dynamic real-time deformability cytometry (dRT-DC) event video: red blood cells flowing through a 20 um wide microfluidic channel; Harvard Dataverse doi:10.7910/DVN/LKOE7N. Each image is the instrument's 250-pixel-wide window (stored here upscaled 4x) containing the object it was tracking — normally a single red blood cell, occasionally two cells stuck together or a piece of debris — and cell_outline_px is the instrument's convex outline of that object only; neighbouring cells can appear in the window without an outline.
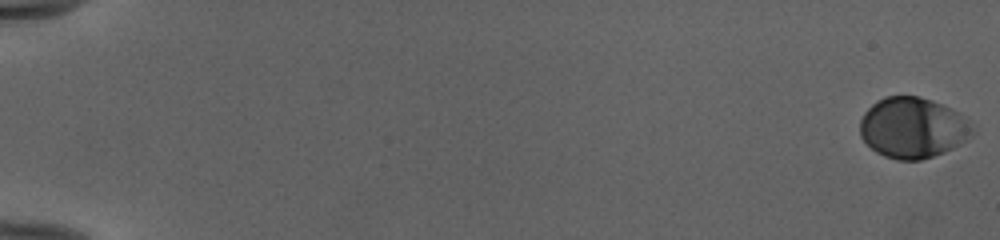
{"species": "human", "species_latin": "Homo sapiens", "temperature_condition": "cold", "stored_images_in_passage": 54, "camera_frame_rate_fps": 3000, "um_per_image_px": 0.085, "donor": {"sex": "female"}, "frame": {"image": 1, "passage_image": 1, "time_ms": 0.0, "image_size_px": [1000, 240], "cell_outline_px": [[976, 132], [968, 140], [944, 152], [920, 160], [896, 160], [884, 156], [876, 152], [860, 136], [860, 120], [864, 112], [876, 100], [884, 96], [920, 96], [932, 100], [964, 116], [972, 124]], "centroid_in_image_um": [77.59, 10.86], "position_along_channel_um": 7.4, "area_um2": 39.94}}
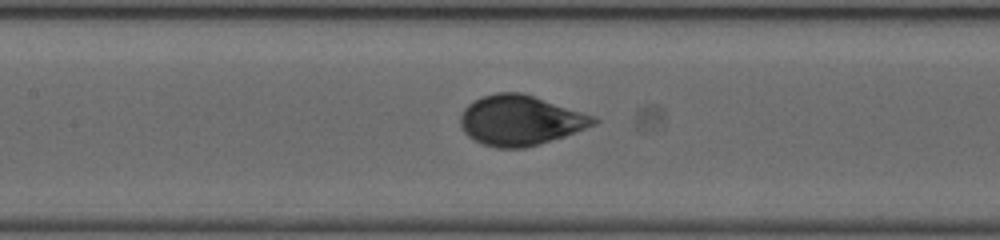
{"frame": {"image": 2, "passage_image": 28, "time_ms": 9.0, "image_size_px": [1000, 240], "cell_outline_px": [[600, 120], [596, 124], [564, 136], [540, 144], [524, 148], [496, 148], [484, 144], [468, 136], [460, 128], [460, 116], [464, 108], [468, 104], [480, 96], [496, 92], [520, 92], [596, 116]], "centroid_in_image_um": [44.21, 10.23], "position_along_channel_um": 163.2, "area_um2": 38.84}}
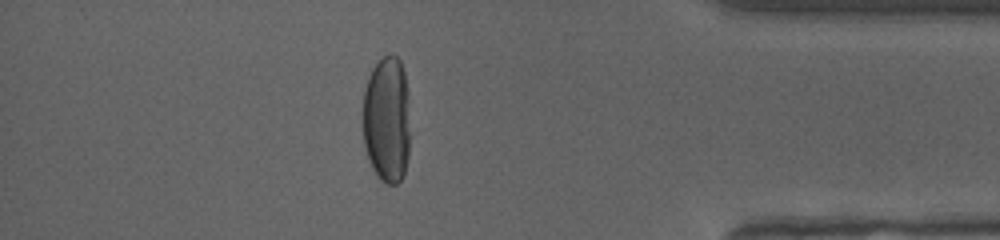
{"frame": {"image": 3, "passage_image": 48, "time_ms": 15.667, "image_size_px": [1000, 240], "cell_outline_px": [[408, 156], [404, 172], [400, 180], [396, 184], [388, 184], [380, 180], [376, 176], [368, 160], [364, 148], [364, 92], [368, 76], [372, 68], [388, 52], [392, 52], [400, 60], [404, 72], [408, 92]], "centroid_in_image_um": [32.87, 10.15], "position_along_channel_um": 402.3, "area_um2": 35.08}, "authors_computed_cell_mechanics": {"area_um2": 39.2462, "velocity_mm_per_s": 3.9643, "shape_relaxation_time_tau1_ms": 3.9156, "shape_relaxation_time_tau2_ms": null, "deformation_change_tau1": 0.171, "deformation_change_tau2": null}}